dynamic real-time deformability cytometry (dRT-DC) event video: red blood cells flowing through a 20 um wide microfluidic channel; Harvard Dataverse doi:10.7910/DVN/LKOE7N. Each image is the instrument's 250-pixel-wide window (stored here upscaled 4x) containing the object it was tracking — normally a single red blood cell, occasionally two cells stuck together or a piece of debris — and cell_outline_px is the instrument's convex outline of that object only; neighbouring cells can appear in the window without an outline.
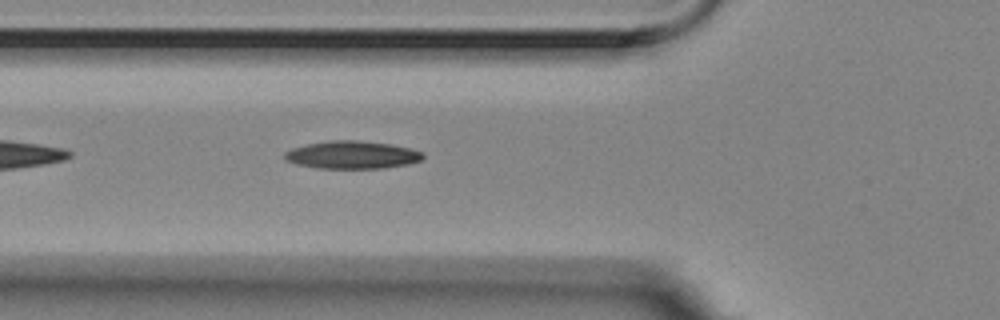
{"species": "Egyptian fruit bat (a non-hibernating species)", "species_latin": "Rousettus aegyptiacus", "temperature_condition": "room temperature", "stored_images_in_passage": 21, "camera_frame_rate_fps": 3000, "um_per_image_px": 0.085, "animal": {"sex": "female"}, "frame": {"image": 1, "passage_image": 6, "time_ms": 1.667, "image_size_px": [1000, 320], "cell_outline_px": [[424, 156], [420, 160], [408, 164], [384, 168], [316, 168], [296, 164], [284, 160], [284, 152], [292, 148], [308, 144], [332, 140], [360, 140], [392, 144], [424, 152]], "centroid_in_image_um": [29.91, 13.16], "position_along_channel_um": 95.9, "area_um2": 22.43}}
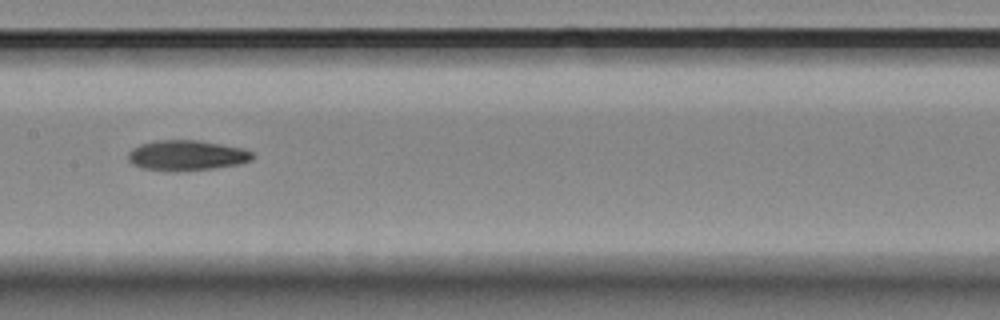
{"frame": {"image": 2, "passage_image": 14, "time_ms": 4.333, "image_size_px": [1000, 320], "cell_outline_px": [[256, 156], [252, 160], [236, 164], [212, 168], [144, 168], [132, 164], [128, 160], [128, 152], [132, 148], [140, 144], [152, 140], [200, 140], [244, 148], [252, 152]], "centroid_in_image_um": [15.89, 13.14], "position_along_channel_um": 191.5, "area_um2": 21.15}}
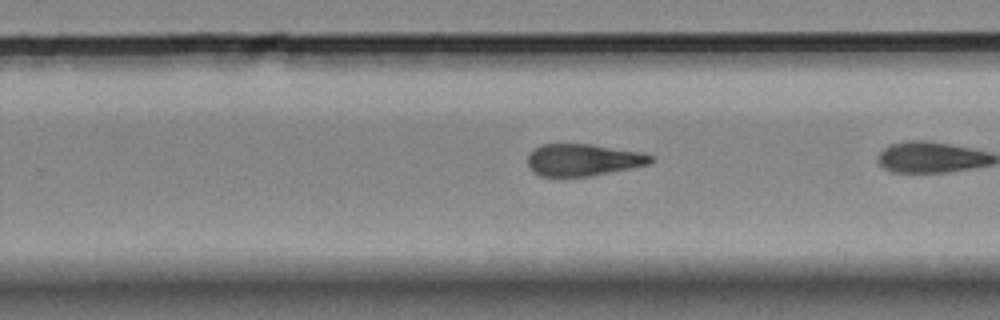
{"frame": {"image": 3, "passage_image": 19, "time_ms": 6.0, "image_size_px": [1000, 320], "cell_outline_px": [[656, 160], [648, 164], [592, 176], [540, 176], [532, 172], [528, 164], [528, 156], [532, 148], [540, 144], [588, 144], [644, 152], [656, 156]], "centroid_in_image_um": [49.58, 13.58], "position_along_channel_um": 280.2, "area_um2": 23.18}}